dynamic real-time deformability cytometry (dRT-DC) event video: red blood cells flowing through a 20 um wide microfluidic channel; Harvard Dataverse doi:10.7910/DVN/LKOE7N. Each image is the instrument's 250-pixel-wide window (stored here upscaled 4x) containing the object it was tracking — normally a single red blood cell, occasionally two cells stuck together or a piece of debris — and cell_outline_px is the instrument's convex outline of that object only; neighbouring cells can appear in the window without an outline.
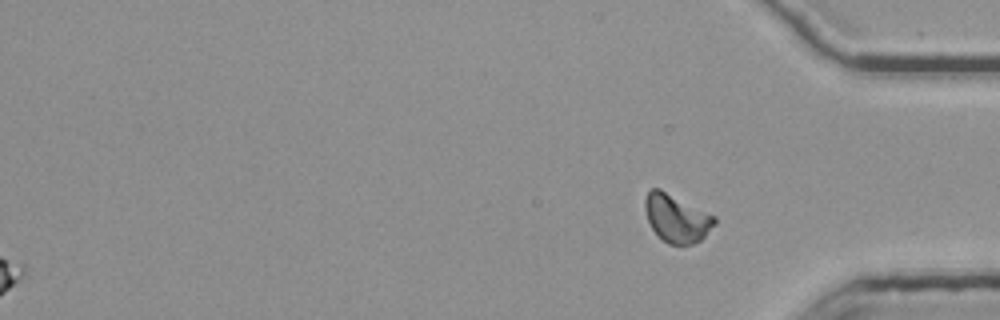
{"species": "common noctule bat (a hibernating species)", "species_latin": "Nyctalus noctula", "temperature_condition": "room temperature", "stored_images_in_passage": 48, "segment_of_instrument_passage": [2, 2], "camera_frame_rate_fps": 3000, "um_per_image_px": 0.085, "animal": {"sex": "female", "body_mass_g": 25.1}, "frame": {"image": 1, "passage_image": 48, "time_ms": 15.667, "image_size_px": [1000, 320], "cell_outline_px": [[716, 224], [700, 240], [692, 244], [668, 244], [652, 228], [648, 220], [644, 208], [644, 200], [648, 192], [652, 188], [660, 188], [716, 216]], "centroid_in_image_um": [57.52, 18.53], "position_along_channel_um": 377.7, "area_um2": 19.31}}